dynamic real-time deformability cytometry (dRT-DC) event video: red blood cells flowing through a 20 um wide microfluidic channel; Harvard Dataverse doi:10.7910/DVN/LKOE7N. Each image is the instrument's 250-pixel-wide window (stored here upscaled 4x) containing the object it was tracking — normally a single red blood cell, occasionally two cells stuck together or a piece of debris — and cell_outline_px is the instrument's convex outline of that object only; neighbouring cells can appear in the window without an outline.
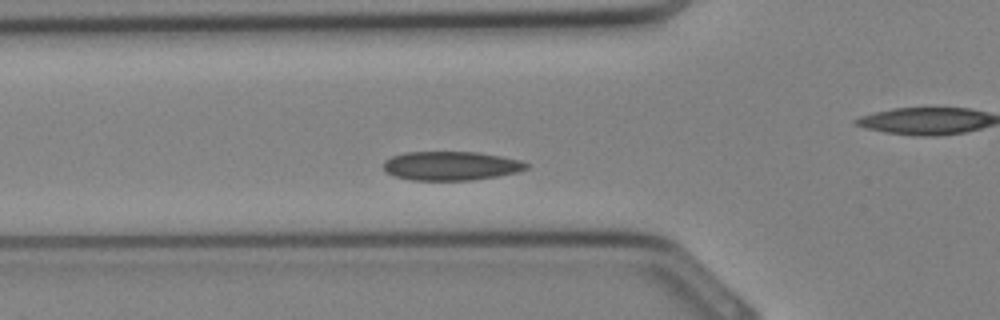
{"species": "Egyptian fruit bat (a non-hibernating species)", "species_latin": "Rousettus aegyptiacus", "temperature_condition": "cold", "stored_images_in_passage": 17, "camera_frame_rate_fps": 3000, "um_per_image_px": 0.085, "animal": {"sex": "female"}, "frame": {"image": 1, "passage_image": 3, "time_ms": 0.667, "image_size_px": [1000, 320], "cell_outline_px": [[528, 168], [516, 172], [496, 176], [468, 180], [412, 180], [392, 176], [384, 168], [384, 160], [392, 156], [404, 152], [480, 152], [520, 160], [528, 164]], "centroid_in_image_um": [38.3, 14.09], "position_along_channel_um": 87.5, "area_um2": 23.99}}